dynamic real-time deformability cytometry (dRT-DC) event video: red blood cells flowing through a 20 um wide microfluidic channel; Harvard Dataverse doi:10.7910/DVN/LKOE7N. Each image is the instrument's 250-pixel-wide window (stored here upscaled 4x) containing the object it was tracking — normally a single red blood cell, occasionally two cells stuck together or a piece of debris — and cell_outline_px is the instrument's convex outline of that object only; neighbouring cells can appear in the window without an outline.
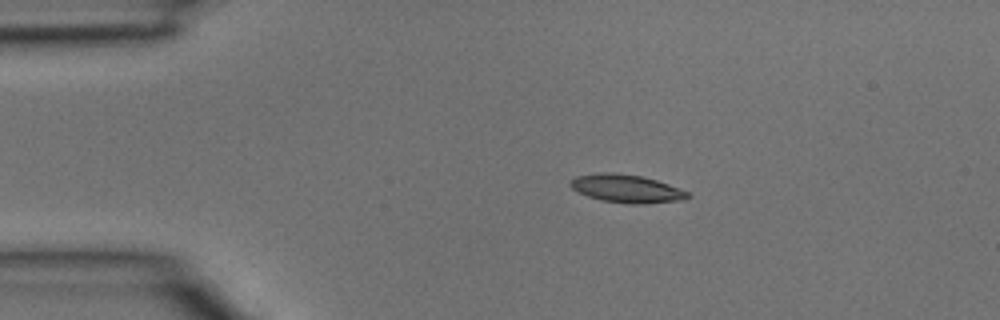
{"species": "common noctule bat (a hibernating species)", "species_latin": "Nyctalus noctula", "temperature_condition": "room temperature", "stored_images_in_passage": 34, "camera_frame_rate_fps": 3000, "um_per_image_px": 0.085, "animal": {"sex": "male", "body_mass_g": 15.6}, "frame": {"image": 1, "passage_image": 1, "time_ms": 0.0, "image_size_px": [1000, 320], "cell_outline_px": [[692, 196], [684, 200], [644, 204], [628, 204], [600, 200], [588, 196], [572, 188], [568, 184], [576, 176], [604, 172], [612, 172], [640, 176], [656, 180], [668, 184], [688, 192]], "centroid_in_image_um": [53.28, 16.04], "position_along_channel_um": 31.7, "area_um2": 19.13}}
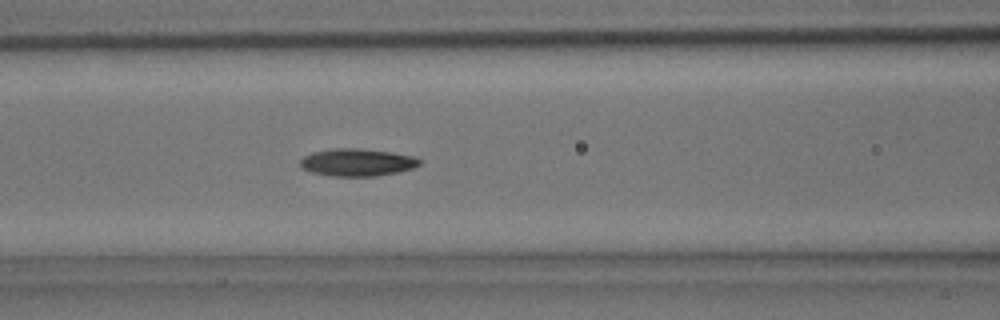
{"frame": {"image": 2, "passage_image": 10, "time_ms": 3.0, "image_size_px": [1000, 320], "cell_outline_px": [[420, 164], [412, 168], [396, 172], [376, 176], [332, 176], [312, 172], [300, 168], [300, 160], [304, 156], [312, 152], [336, 148], [360, 148], [392, 152], [412, 156], [420, 160]], "centroid_in_image_um": [30.32, 13.79], "position_along_channel_um": 136.3, "area_um2": 19.02}}
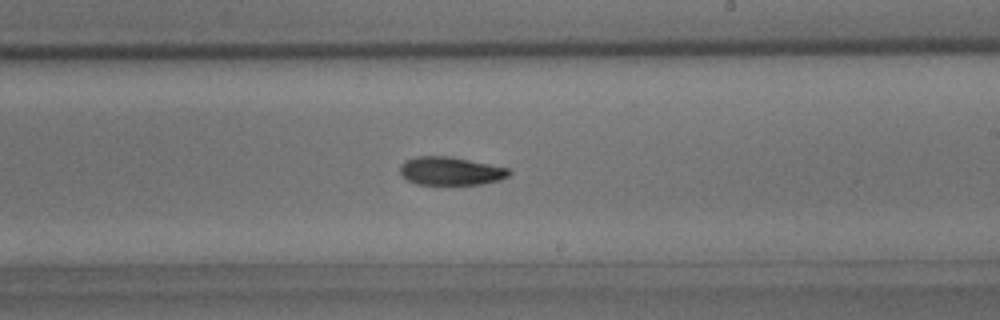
{"frame": {"image": 3, "passage_image": 17, "time_ms": 5.333, "image_size_px": [1000, 320], "cell_outline_px": [[512, 172], [508, 176], [500, 180], [480, 184], [416, 184], [408, 180], [400, 172], [400, 164], [404, 160], [416, 156], [448, 156], [508, 168]], "centroid_in_image_um": [38.28, 14.53], "position_along_channel_um": 250.7, "area_um2": 17.8}}